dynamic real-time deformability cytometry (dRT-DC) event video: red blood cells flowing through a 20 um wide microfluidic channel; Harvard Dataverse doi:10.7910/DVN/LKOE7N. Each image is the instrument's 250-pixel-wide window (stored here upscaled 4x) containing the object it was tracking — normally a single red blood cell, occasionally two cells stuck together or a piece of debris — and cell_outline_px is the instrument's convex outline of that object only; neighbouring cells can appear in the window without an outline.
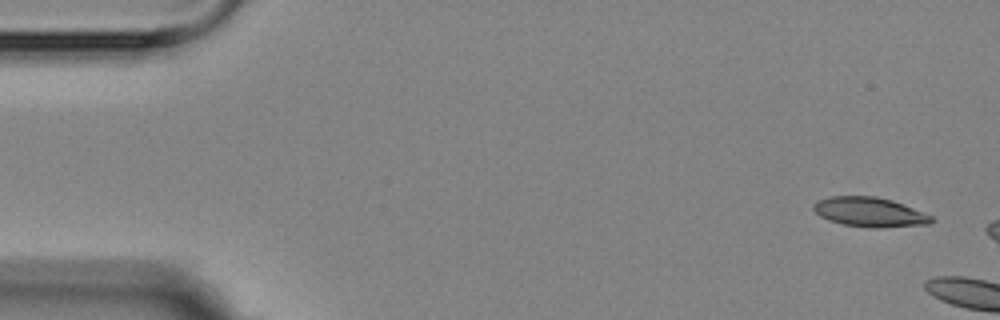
{"species": "Egyptian fruit bat (a non-hibernating species)", "species_latin": "Rousettus aegyptiacus", "temperature_condition": "room temperature", "stored_images_in_passage": 4, "camera_frame_rate_fps": 3000, "um_per_image_px": 0.085, "animal": {"sex": "female"}, "frame": {"image": 1, "passage_image": 1, "time_ms": 0.0, "image_size_px": [1000, 320], "cell_outline_px": [[936, 220], [932, 224], [880, 228], [872, 228], [844, 224], [828, 220], [820, 216], [812, 208], [812, 204], [816, 200], [828, 196], [876, 196], [892, 200], [924, 212], [932, 216]], "centroid_in_image_um": [73.93, 18.02], "position_along_channel_um": 11.1, "area_um2": 20.58}}